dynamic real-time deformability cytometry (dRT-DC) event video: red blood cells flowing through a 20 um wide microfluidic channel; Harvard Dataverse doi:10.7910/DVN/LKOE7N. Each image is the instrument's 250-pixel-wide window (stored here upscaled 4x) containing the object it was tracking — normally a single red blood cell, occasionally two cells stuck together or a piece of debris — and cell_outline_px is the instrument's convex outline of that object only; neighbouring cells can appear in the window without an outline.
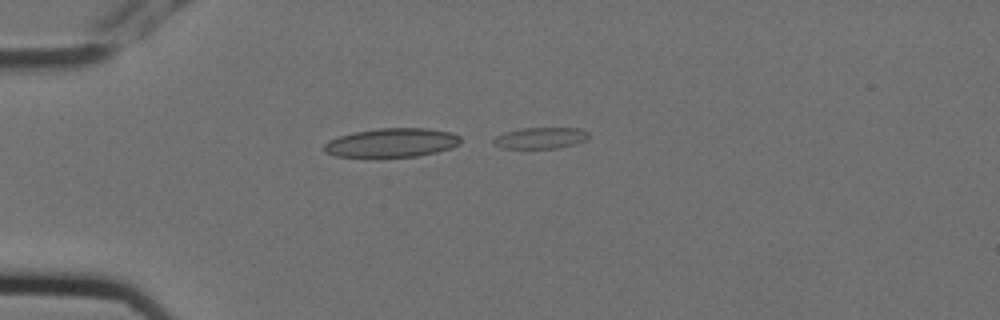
{"species": "Egyptian fruit bat (a non-hibernating species)", "species_latin": "Rousettus aegyptiacus", "temperature_condition": "cold", "stored_images_in_passage": 6, "segment_of_instrument_passage": [1, 3], "camera_frame_rate_fps": 3000, "um_per_image_px": 0.085, "animal": {"sex": "female"}, "frame": {"image": 1, "passage_image": 4, "time_ms": 1.0, "image_size_px": [1000, 320], "cell_outline_px": [[588, 136], [584, 140], [576, 144], [560, 148], [500, 148], [492, 144], [492, 140], [496, 136], [504, 132], [520, 128], [580, 128], [588, 132]], "centroid_in_image_um": [45.9, 11.73], "position_along_channel_um": 39.1, "area_um2": 11.91}}